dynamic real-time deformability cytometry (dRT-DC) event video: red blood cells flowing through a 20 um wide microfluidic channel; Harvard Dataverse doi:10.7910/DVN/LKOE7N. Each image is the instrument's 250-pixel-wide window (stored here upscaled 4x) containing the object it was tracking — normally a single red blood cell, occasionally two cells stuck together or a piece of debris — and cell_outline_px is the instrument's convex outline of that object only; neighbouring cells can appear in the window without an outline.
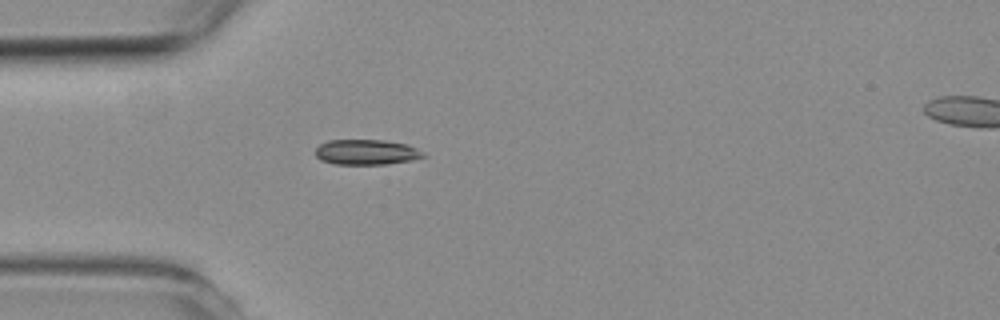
{"species": "common noctule bat (a hibernating species)", "species_latin": "Nyctalus noctula", "temperature_condition": "room temperature", "stored_images_in_passage": 2, "segment_of_instrument_passage": [1, 2], "camera_frame_rate_fps": 3000, "um_per_image_px": 0.085, "animal": {"sex": "female", "body_mass_g": 19.3, "forearm_length_mm": 54.1}, "frame": {"image": 1, "passage_image": 1, "time_ms": 0.0, "image_size_px": [1000, 320], "cell_outline_px": [[424, 156], [412, 160], [388, 164], [336, 164], [320, 160], [316, 156], [316, 148], [320, 144], [328, 140], [384, 140], [404, 144], [416, 148], [424, 152]], "centroid_in_image_um": [31.12, 12.93], "position_along_channel_um": 53.9, "area_um2": 15.78}}